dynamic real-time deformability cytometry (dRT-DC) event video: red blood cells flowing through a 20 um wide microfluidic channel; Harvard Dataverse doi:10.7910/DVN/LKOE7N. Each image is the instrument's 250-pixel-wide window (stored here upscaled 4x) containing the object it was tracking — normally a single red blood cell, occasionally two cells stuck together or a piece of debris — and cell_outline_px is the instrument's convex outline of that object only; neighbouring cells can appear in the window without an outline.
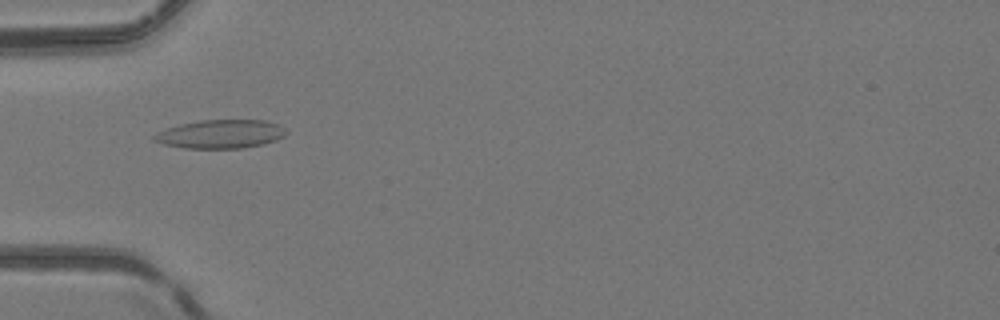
{"species": "common noctule bat (a hibernating species)", "species_latin": "Nyctalus noctula", "temperature_condition": "room temperature", "stored_images_in_passage": 35, "camera_frame_rate_fps": 3000, "um_per_image_px": 0.085, "animal": {"sex": "female", "body_mass_g": 24.6, "forearm_length_mm": 56.2}, "frame": {"image": 1, "passage_image": 1, "time_ms": 0.0, "image_size_px": [1000, 320], "cell_outline_px": [[288, 132], [284, 136], [276, 140], [264, 144], [244, 148], [184, 148], [164, 144], [152, 140], [152, 136], [156, 132], [180, 124], [200, 120], [264, 120], [280, 124]], "centroid_in_image_um": [18.76, 11.39], "position_along_channel_um": 66.2, "area_um2": 22.14}}
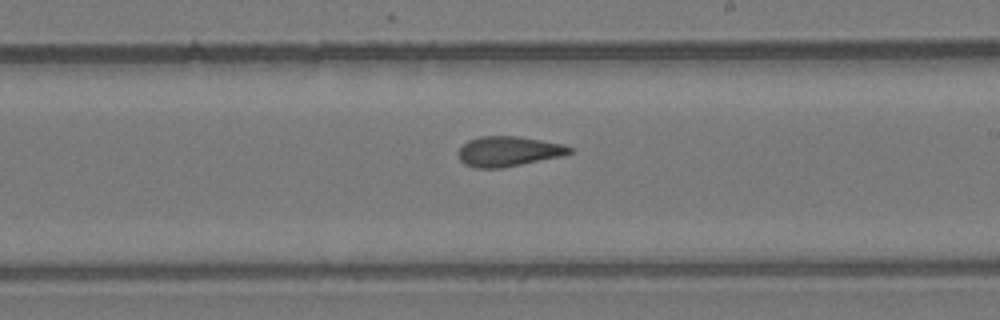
{"frame": {"image": 2, "passage_image": 14, "time_ms": 4.333, "image_size_px": [1000, 320], "cell_outline_px": [[572, 152], [560, 156], [500, 168], [476, 168], [464, 164], [460, 160], [460, 148], [468, 140], [480, 136], [516, 136], [564, 144], [572, 148]], "centroid_in_image_um": [43.2, 12.86], "position_along_channel_um": 245.8, "area_um2": 19.13}}
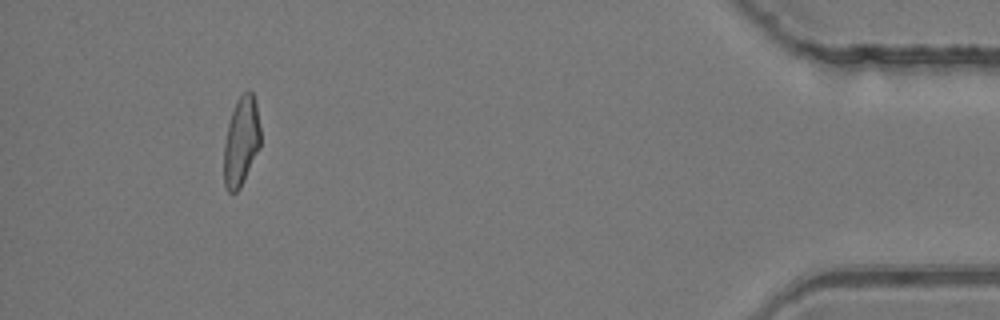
{"frame": {"image": 3, "passage_image": 31, "time_ms": 10.0, "image_size_px": [1000, 320], "cell_outline_px": [[260, 148], [240, 188], [236, 192], [228, 192], [224, 184], [224, 144], [228, 124], [232, 112], [240, 96], [248, 88], [252, 92], [256, 104], [260, 128]], "centroid_in_image_um": [20.5, 12.04], "position_along_channel_um": 414.7, "area_um2": 18.9}, "authors_computed_cell_mechanics": {"area_um2": 19.4786, "velocity_mm_per_s": 4.154, "shape_relaxation_time_tau1_ms": null, "shape_relaxation_time_tau2_ms": 2.0069, "deformation_change_tau1": null, "deformation_change_tau2": 0.1127}}